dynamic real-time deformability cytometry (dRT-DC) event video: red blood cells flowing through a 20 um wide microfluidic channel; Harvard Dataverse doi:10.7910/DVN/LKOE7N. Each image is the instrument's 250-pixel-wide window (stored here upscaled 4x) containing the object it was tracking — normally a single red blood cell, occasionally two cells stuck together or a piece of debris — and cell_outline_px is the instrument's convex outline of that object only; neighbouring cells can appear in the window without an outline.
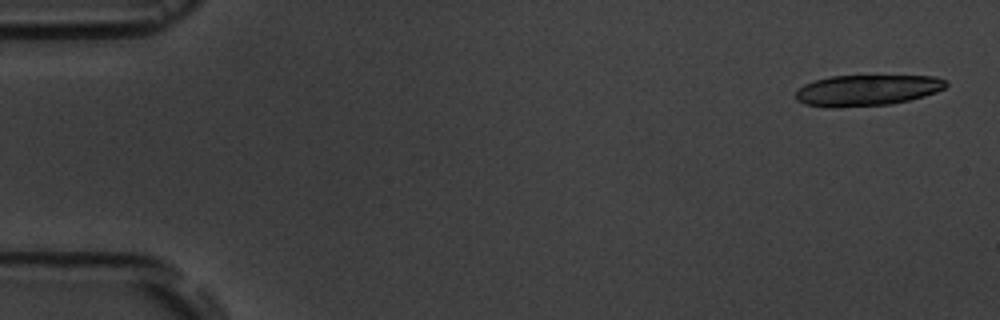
{"species": "common noctule bat (a hibernating species)", "species_latin": "Nyctalus noctula", "temperature_condition": "room temperature", "stored_images_in_passage": 15, "camera_frame_rate_fps": 3000, "um_per_image_px": 0.085, "animal": {"sex": "male", "body_mass_g": 19.5, "forearm_length_mm": 54.6}, "frame": {"image": 1, "passage_image": 1, "time_ms": 0.0, "image_size_px": [1000, 320], "cell_outline_px": [[948, 84], [944, 88], [936, 92], [924, 96], [892, 104], [840, 108], [828, 108], [804, 104], [796, 100], [796, 92], [804, 84], [816, 80], [832, 76], [936, 76], [948, 80]], "centroid_in_image_um": [73.7, 7.68], "position_along_channel_um": 11.3, "area_um2": 27.34}}
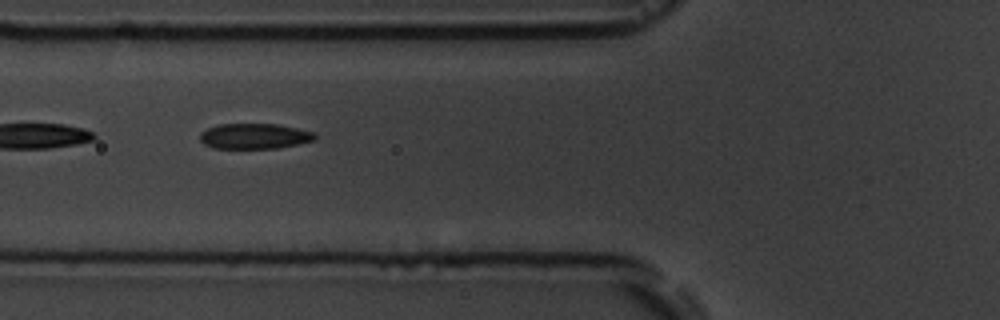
{"frame": {"image": 2, "passage_image": 6, "time_ms": 6.333, "image_size_px": [1000, 320], "cell_outline_px": [[316, 140], [276, 148], [212, 148], [204, 144], [200, 140], [200, 132], [208, 128], [220, 124], [276, 124], [316, 132]], "centroid_in_image_um": [21.63, 11.57], "position_along_channel_um": 104.2, "area_um2": 16.99}}
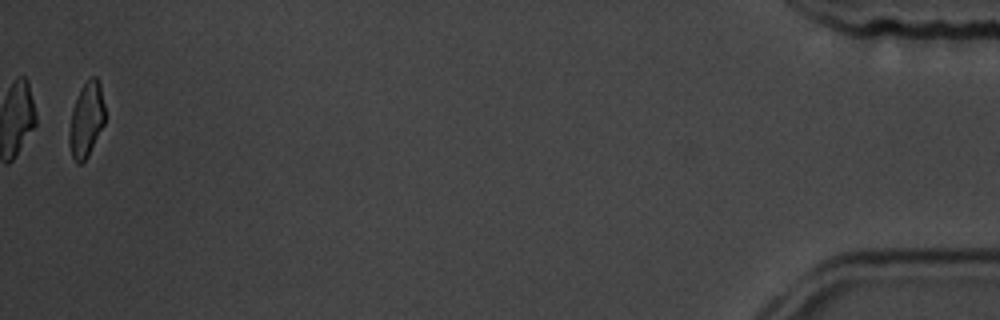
{"frame": {"image": 3, "passage_image": 15, "time_ms": 17.667, "image_size_px": [1000, 320], "cell_outline_px": [[104, 124], [88, 156], [80, 164], [76, 164], [72, 156], [68, 140], [68, 132], [72, 108], [80, 88], [92, 76], [96, 76], [100, 84], [104, 104]], "centroid_in_image_um": [7.32, 10.18], "position_along_channel_um": 427.9, "area_um2": 15.61}, "authors_computed_cell_mechanics": {"area_um2": 18.496, "velocity_mm_per_s": 3.6799, "shape_relaxation_time_tau1_ms": 2.4067, "shape_relaxation_time_tau2_ms": 2.6735, "deformation_change_tau1": 0.1139, "deformation_change_tau2": 0.0732}}